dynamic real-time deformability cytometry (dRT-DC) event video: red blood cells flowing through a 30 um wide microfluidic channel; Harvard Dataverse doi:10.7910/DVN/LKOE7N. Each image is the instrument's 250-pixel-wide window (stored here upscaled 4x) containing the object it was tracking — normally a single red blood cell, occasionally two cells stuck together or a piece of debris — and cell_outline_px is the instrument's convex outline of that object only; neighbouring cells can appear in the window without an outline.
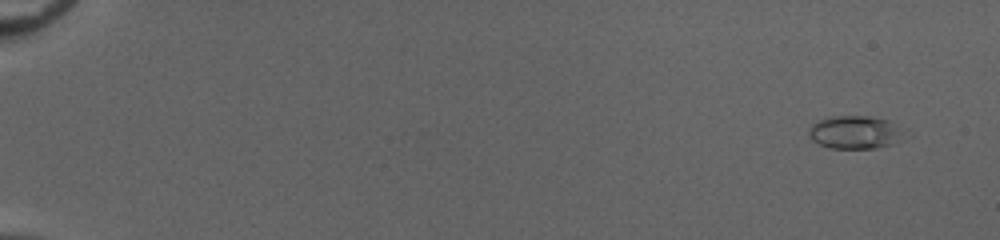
{"species": "common noctule bat (a hibernating species)", "species_latin": "Nyctalus noctula", "temperature_condition": "cold", "stored_images_in_passage": 55, "camera_frame_rate_fps": 3000, "um_per_image_px": 0.085, "animal": {"sex": "female", "body_mass_g": 20.0, "forearm_length_mm": 54.0}, "frame": {"image": 1, "passage_image": 5, "time_ms": 1.333, "image_size_px": [1000, 240], "cell_outline_px": [[912, 136], [892, 144], [876, 148], [828, 148], [812, 140], [808, 136], [808, 132], [812, 124], [820, 120], [832, 116], [868, 116], [888, 120], [908, 128]], "centroid_in_image_um": [72.84, 11.24], "position_along_channel_um": 12.2, "area_um2": 19.13}}
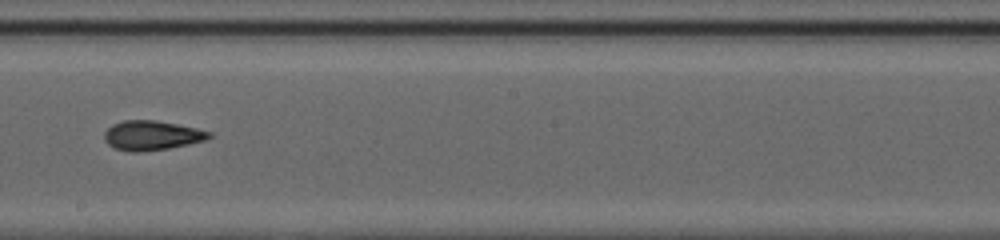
{"frame": {"image": 2, "passage_image": 35, "time_ms": 11.333, "image_size_px": [1000, 240], "cell_outline_px": [[212, 136], [208, 140], [168, 148], [140, 152], [128, 152], [116, 148], [108, 144], [104, 140], [104, 132], [112, 124], [124, 120], [156, 120], [196, 128], [212, 132]], "centroid_in_image_um": [12.9, 11.51], "position_along_channel_um": 235.3, "area_um2": 18.09}}
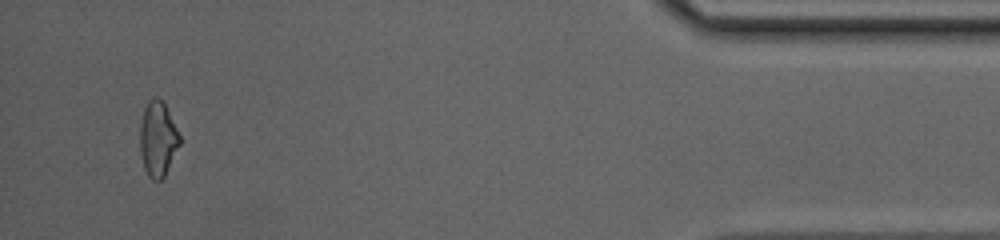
{"frame": {"image": 3, "passage_image": 53, "time_ms": 17.333, "image_size_px": [1000, 240], "cell_outline_px": [[180, 144], [164, 176], [160, 180], [152, 180], [148, 176], [144, 168], [140, 152], [140, 124], [144, 108], [148, 100], [156, 96], [164, 104], [180, 136]], "centroid_in_image_um": [13.39, 11.82], "position_along_channel_um": 421.8, "area_um2": 17.11}, "authors_computed_cell_mechanics": {"area_um2": 17.7446, "velocity_mm_per_s": 4.098, "shape_relaxation_time_tau1_ms": 7.1569, "shape_relaxation_time_tau2_ms": 2.9917, "deformation_change_tau1": 0.2137, "deformation_change_tau2": 0.1175}}